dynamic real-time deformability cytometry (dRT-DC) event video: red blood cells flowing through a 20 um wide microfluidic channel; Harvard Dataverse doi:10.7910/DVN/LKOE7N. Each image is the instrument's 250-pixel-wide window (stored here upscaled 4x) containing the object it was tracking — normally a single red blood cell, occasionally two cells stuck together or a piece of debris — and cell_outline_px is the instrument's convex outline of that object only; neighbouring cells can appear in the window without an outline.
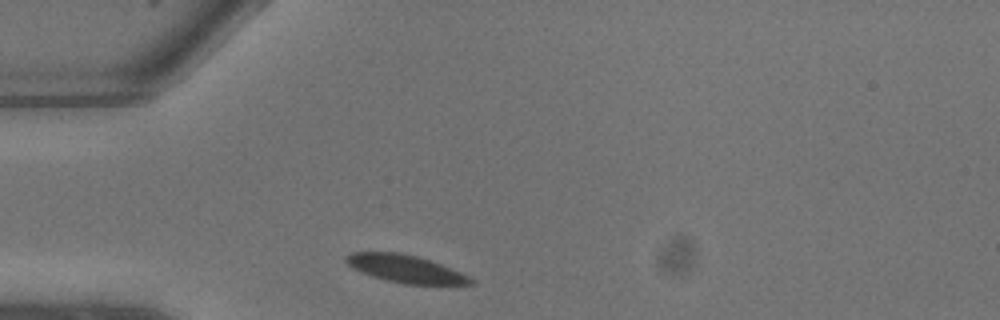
{"species": "common noctule bat (a hibernating species)", "species_latin": "Nyctalus noctula", "temperature_condition": "warm", "stored_images_in_passage": 3, "camera_frame_rate_fps": 3000, "um_per_image_px": 0.085, "animal": {"sex": "male", "body_mass_g": 13.3}, "frame": {"image": 1, "passage_image": 1, "time_ms": 0.0, "image_size_px": [1000, 320], "cell_outline_px": [[476, 284], [404, 284], [372, 276], [360, 272], [352, 268], [344, 260], [344, 256], [352, 252], [396, 252], [416, 256], [440, 264], [460, 272], [476, 280]], "centroid_in_image_um": [34.43, 22.84], "position_along_channel_um": 50.6, "area_um2": 19.88}}